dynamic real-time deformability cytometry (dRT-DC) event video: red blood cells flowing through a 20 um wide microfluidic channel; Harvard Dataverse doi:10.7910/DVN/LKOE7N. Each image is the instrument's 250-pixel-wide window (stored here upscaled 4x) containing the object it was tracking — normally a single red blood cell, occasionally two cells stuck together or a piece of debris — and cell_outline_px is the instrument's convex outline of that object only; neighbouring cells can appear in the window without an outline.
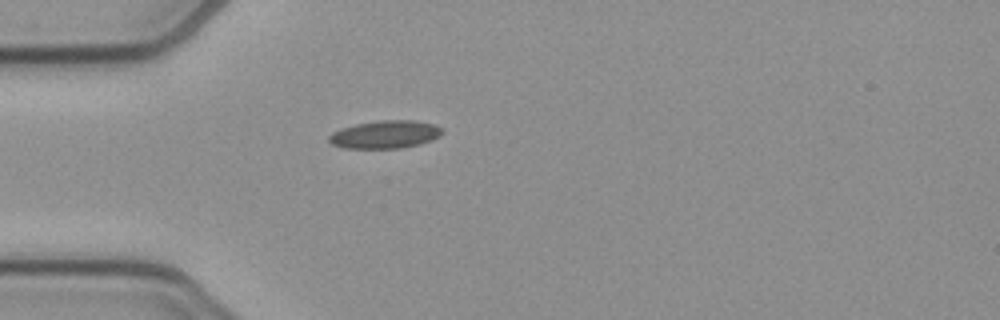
{"species": "common noctule bat (a hibernating species)", "species_latin": "Nyctalus noctula", "temperature_condition": "cold", "stored_images_in_passage": 39, "camera_frame_rate_fps": 3000, "um_per_image_px": 0.085, "animal": {"sex": "female", "body_mass_g": 21.9}, "frame": {"image": 1, "passage_image": 1, "time_ms": 0.0, "image_size_px": [1000, 320], "cell_outline_px": [[444, 132], [440, 136], [432, 140], [420, 144], [400, 148], [344, 148], [332, 144], [328, 140], [328, 136], [332, 132], [356, 124], [380, 120], [416, 120], [436, 124], [444, 128]], "centroid_in_image_um": [32.8, 11.42], "position_along_channel_um": 52.2, "area_um2": 18.55}}
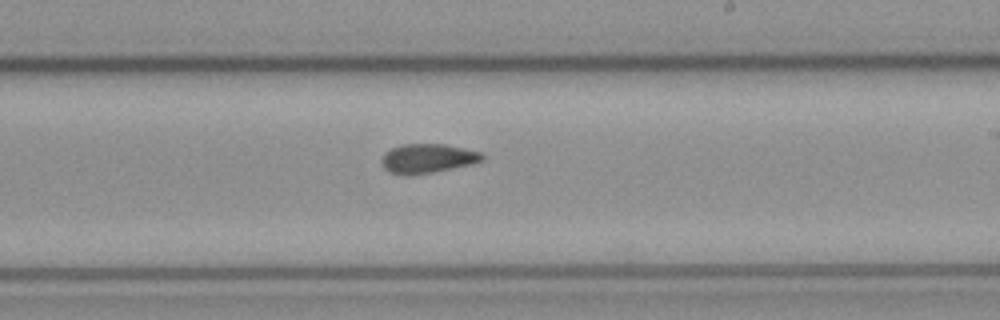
{"frame": {"image": 2, "passage_image": 17, "time_ms": 5.333, "image_size_px": [1000, 320], "cell_outline_px": [[484, 160], [472, 164], [432, 172], [408, 176], [400, 176], [388, 172], [384, 168], [380, 160], [384, 152], [400, 144], [444, 144], [464, 148], [480, 152], [484, 156]], "centroid_in_image_um": [36.29, 13.48], "position_along_channel_um": 252.7, "area_um2": 17.4}}
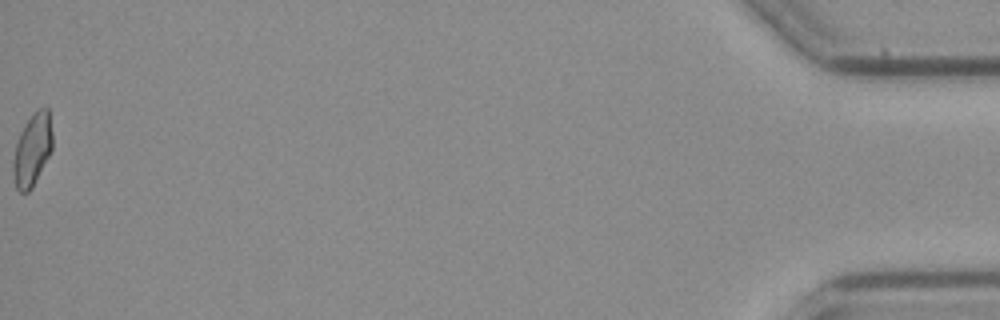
{"frame": {"image": 3, "passage_image": 39, "time_ms": 12.667, "image_size_px": [1000, 320], "cell_outline_px": [[52, 148], [32, 188], [28, 192], [20, 192], [16, 188], [12, 168], [12, 160], [16, 144], [20, 132], [24, 124], [32, 112], [40, 108], [48, 108], [52, 132]], "centroid_in_image_um": [2.73, 12.71], "position_along_channel_um": 432.5, "area_um2": 16.53}, "authors_computed_cell_mechanics": {"area_um2": 16.9354, "velocity_mm_per_s": 3.9044, "shape_relaxation_time_tau1_ms": null, "shape_relaxation_time_tau2_ms": 1.5296, "deformation_change_tau1": null, "deformation_change_tau2": 0.0683}}